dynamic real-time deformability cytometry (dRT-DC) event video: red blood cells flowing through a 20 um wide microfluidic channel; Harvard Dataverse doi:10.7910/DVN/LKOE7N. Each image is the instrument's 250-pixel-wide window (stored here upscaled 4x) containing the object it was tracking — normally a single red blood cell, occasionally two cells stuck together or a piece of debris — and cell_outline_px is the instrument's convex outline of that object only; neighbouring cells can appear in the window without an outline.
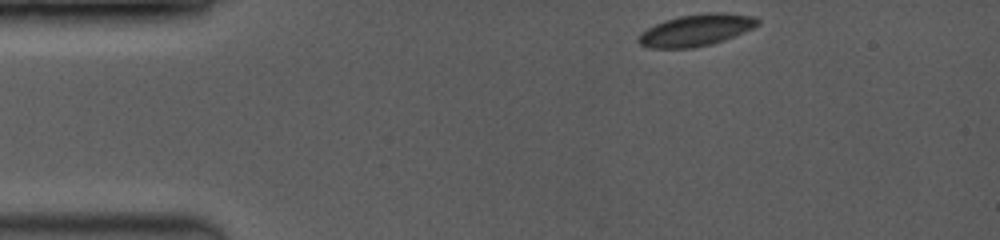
{"species": "common noctule bat (a hibernating species)", "species_latin": "Nyctalus noctula", "temperature_condition": "room temperature", "stored_images_in_passage": 48, "camera_frame_rate_fps": 3500, "um_per_image_px": 0.085, "animal": {"sex": "female", "body_mass_g": 19.0, "forearm_length_mm": 53.3}, "frame": {"image": 1, "passage_image": 1, "time_ms": 0.0, "image_size_px": [1000, 240], "cell_outline_px": [[760, 24], [744, 32], [724, 40], [712, 44], [692, 48], [648, 48], [640, 44], [636, 40], [648, 28], [656, 24], [680, 16], [716, 12], [756, 16], [760, 20]], "centroid_in_image_um": [59.21, 2.57], "position_along_channel_um": 25.8, "area_um2": 21.73}}
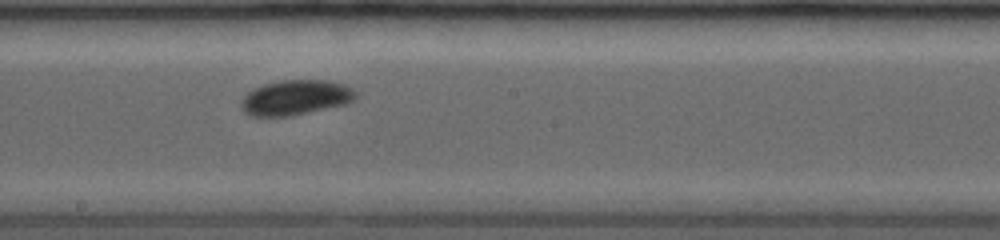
{"frame": {"image": 2, "passage_image": 29, "time_ms": 6.571, "image_size_px": [1000, 240], "cell_outline_px": [[356, 100], [344, 104], [292, 116], [252, 116], [244, 112], [240, 104], [240, 100], [248, 92], [264, 84], [280, 80], [328, 80], [344, 84], [352, 88], [356, 92]], "centroid_in_image_um": [25.13, 8.29], "position_along_channel_um": 223.1, "area_um2": 23.41}}
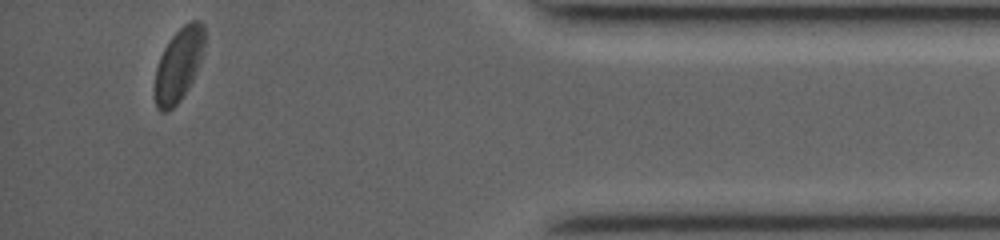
{"frame": {"image": 3, "passage_image": 48, "time_ms": 12.286, "image_size_px": [1000, 240], "cell_outline_px": [[204, 44], [200, 60], [192, 80], [188, 88], [180, 100], [168, 112], [160, 112], [156, 108], [156, 68], [160, 56], [164, 48], [172, 36], [188, 20], [200, 20], [204, 24]], "centroid_in_image_um": [15.19, 5.47], "position_along_channel_um": 420.0, "area_um2": 20.92}, "authors_computed_cell_mechanics": {"area_um2": 22.9466, "velocity_mm_per_s": 4.0324, "shape_relaxation_time_tau1_ms": 2.1204, "shape_relaxation_time_tau2_ms": 4.1807, "deformation_change_tau1": 0.0631, "deformation_change_tau2": 0.044}}